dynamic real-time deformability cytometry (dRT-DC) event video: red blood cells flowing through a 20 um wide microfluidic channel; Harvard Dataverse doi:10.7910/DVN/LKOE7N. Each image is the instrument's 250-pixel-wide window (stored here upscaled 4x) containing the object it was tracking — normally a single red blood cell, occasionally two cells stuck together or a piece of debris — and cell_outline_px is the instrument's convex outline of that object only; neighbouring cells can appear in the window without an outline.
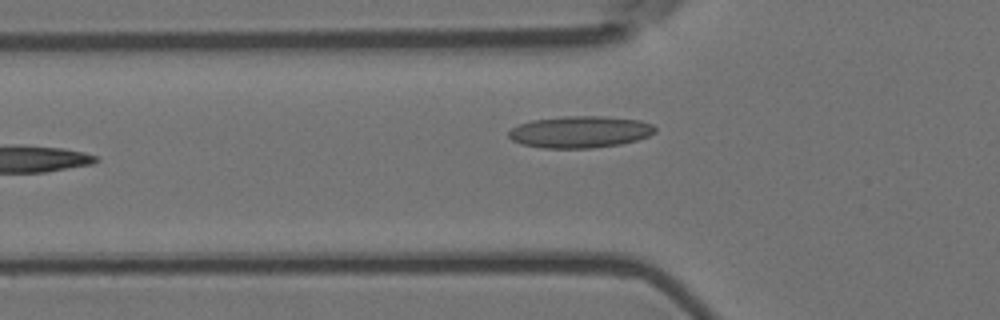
{"species": "Egyptian fruit bat (a non-hibernating species)", "species_latin": "Rousettus aegyptiacus", "temperature_condition": "room temperature", "stored_images_in_passage": 7, "camera_frame_rate_fps": 3000, "um_per_image_px": 0.085, "animal": {"sex": "female"}, "frame": {"image": 1, "passage_image": 6, "time_ms": 1.667, "image_size_px": [1000, 320], "cell_outline_px": [[656, 132], [648, 136], [636, 140], [620, 144], [592, 148], [540, 148], [524, 144], [512, 140], [508, 136], [508, 132], [512, 128], [520, 124], [532, 120], [564, 116], [604, 116], [640, 120], [652, 124], [656, 128]], "centroid_in_image_um": [49.31, 11.21], "position_along_channel_um": 76.5, "area_um2": 27.11}}
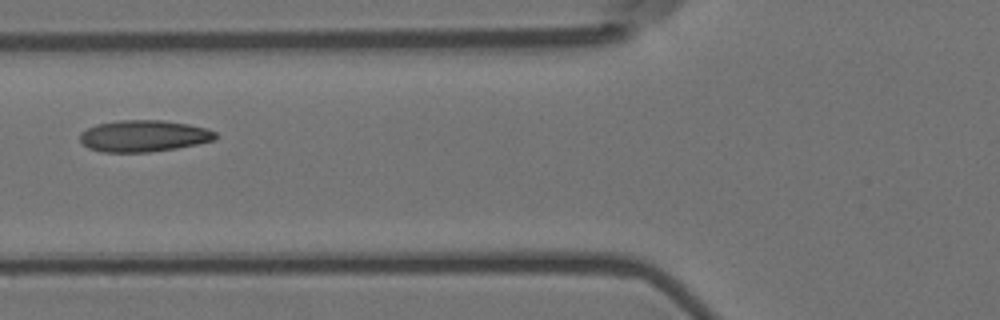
{"frame": {"image": 2, "passage_image": 7, "time_ms": 2.0, "image_size_px": [1000, 320], "cell_outline_px": [[216, 140], [176, 148], [148, 152], [104, 152], [88, 148], [80, 140], [80, 132], [96, 124], [120, 120], [164, 120], [188, 124], [208, 128], [216, 132]], "centroid_in_image_um": [12.23, 11.55], "position_along_channel_um": 113.6, "area_um2": 24.97}}